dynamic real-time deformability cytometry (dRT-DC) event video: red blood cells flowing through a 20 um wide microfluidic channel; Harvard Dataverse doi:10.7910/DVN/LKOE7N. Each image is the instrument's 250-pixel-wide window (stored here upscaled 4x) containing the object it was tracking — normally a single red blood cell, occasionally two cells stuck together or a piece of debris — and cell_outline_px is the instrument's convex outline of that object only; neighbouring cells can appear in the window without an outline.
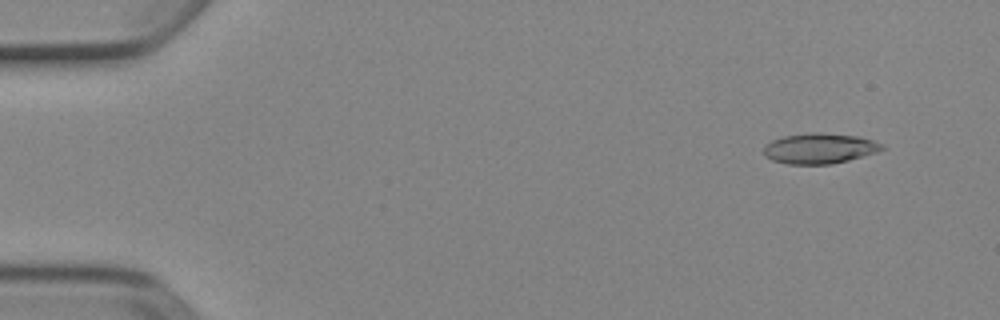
{"species": "Egyptian fruit bat (a non-hibernating species)", "species_latin": "Rousettus aegyptiacus", "temperature_condition": "cold", "stored_images_in_passage": 4, "camera_frame_rate_fps": 3000, "um_per_image_px": 0.085, "animal": {"sex": "female"}, "frame": {"image": 1, "passage_image": 1, "time_ms": 0.0, "image_size_px": [1000, 320], "cell_outline_px": [[888, 148], [876, 152], [848, 160], [832, 164], [788, 164], [772, 160], [764, 156], [764, 144], [772, 140], [784, 136], [808, 132], [820, 132], [860, 136], [884, 144]], "centroid_in_image_um": [69.67, 12.6], "position_along_channel_um": 15.3, "area_um2": 21.21}}
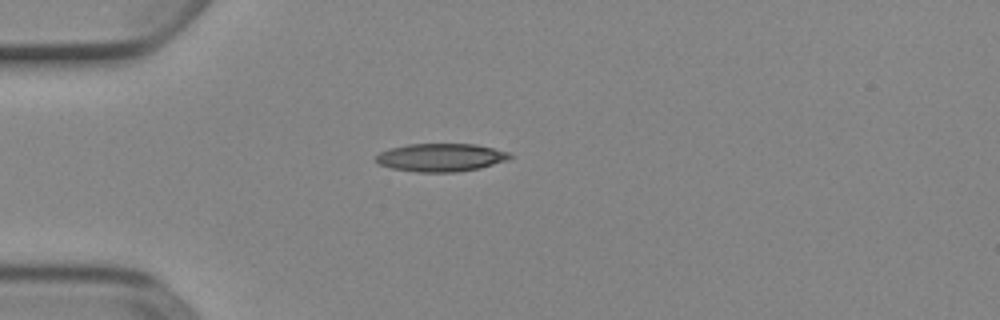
{"frame": {"image": 2, "passage_image": 4, "time_ms": 1.0, "image_size_px": [1000, 320], "cell_outline_px": [[512, 156], [508, 160], [480, 168], [456, 172], [416, 172], [392, 168], [380, 164], [376, 160], [376, 156], [380, 152], [388, 148], [408, 144], [476, 144], [508, 152]], "centroid_in_image_um": [37.47, 13.38], "position_along_channel_um": 47.5, "area_um2": 21.85}}